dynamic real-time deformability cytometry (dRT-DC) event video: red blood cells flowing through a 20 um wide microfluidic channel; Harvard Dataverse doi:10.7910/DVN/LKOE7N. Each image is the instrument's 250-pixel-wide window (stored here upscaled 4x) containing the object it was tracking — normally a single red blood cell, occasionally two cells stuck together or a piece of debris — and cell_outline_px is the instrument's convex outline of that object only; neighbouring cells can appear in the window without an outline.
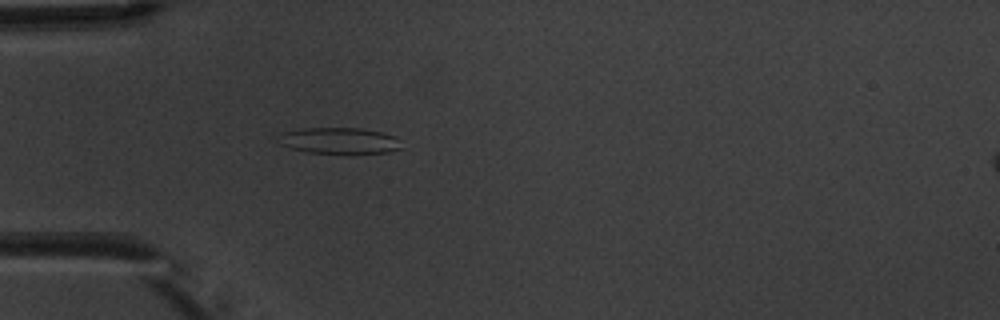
{"species": "common noctule bat (a hibernating species)", "species_latin": "Nyctalus noctula", "temperature_condition": "warm", "stored_images_in_passage": 3, "camera_frame_rate_fps": 3000, "um_per_image_px": 0.085, "animal": {"sex": "male", "body_mass_g": 20.1, "forearm_length_mm": 53.5}, "frame": {"image": 1, "passage_image": 3, "time_ms": 2.333, "image_size_px": [1000, 320], "cell_outline_px": [[404, 148], [388, 152], [308, 152], [292, 148], [280, 144], [280, 132], [300, 128], [360, 128], [380, 132], [396, 136], [400, 140]], "centroid_in_image_um": [28.87, 11.93], "position_along_channel_um": 56.1, "area_um2": 18.5}}